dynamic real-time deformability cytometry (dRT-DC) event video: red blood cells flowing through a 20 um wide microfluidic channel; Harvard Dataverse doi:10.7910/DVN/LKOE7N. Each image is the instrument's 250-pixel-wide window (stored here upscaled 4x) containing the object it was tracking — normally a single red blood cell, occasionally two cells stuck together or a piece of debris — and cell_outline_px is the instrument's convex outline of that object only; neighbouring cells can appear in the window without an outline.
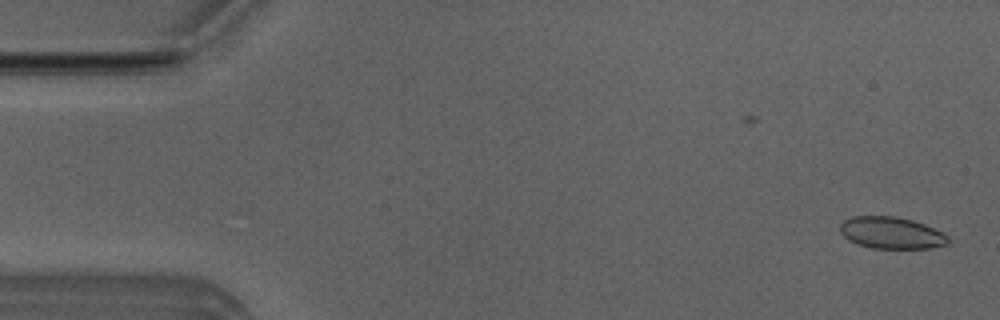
{"species": "Egyptian fruit bat (a non-hibernating species)", "species_latin": "Rousettus aegyptiacus", "temperature_condition": "room temperature", "stored_images_in_passage": 40, "camera_frame_rate_fps": 3000, "um_per_image_px": 0.085, "animal": {"sex": "male"}, "frame": {"image": 1, "passage_image": 1, "time_ms": 0.0, "image_size_px": [1000, 320], "cell_outline_px": [[948, 240], [944, 244], [928, 248], [872, 248], [856, 244], [848, 240], [840, 232], [840, 224], [844, 220], [852, 216], [896, 216], [912, 220], [924, 224], [944, 232], [948, 236]], "centroid_in_image_um": [75.73, 19.78], "position_along_channel_um": 9.3, "area_um2": 20.0}}
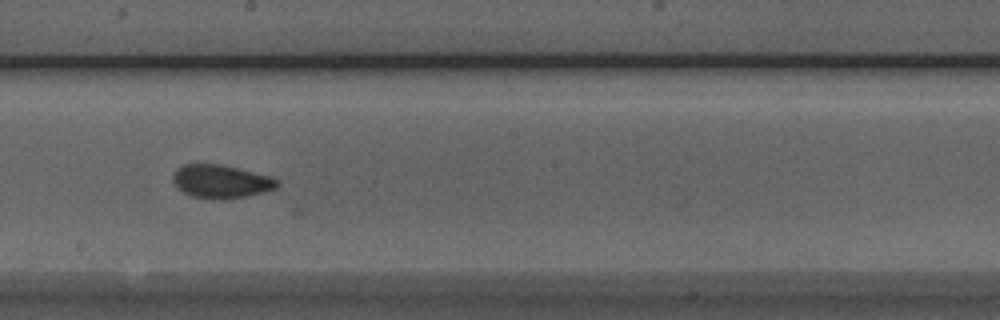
{"frame": {"image": 2, "passage_image": 27, "time_ms": 8.667, "image_size_px": [1000, 320], "cell_outline_px": [[280, 184], [276, 188], [264, 192], [244, 196], [220, 200], [212, 200], [192, 196], [176, 188], [172, 180], [172, 176], [176, 168], [184, 164], [220, 164], [272, 176]], "centroid_in_image_um": [18.75, 15.43], "position_along_channel_um": 229.4, "area_um2": 20.4}}
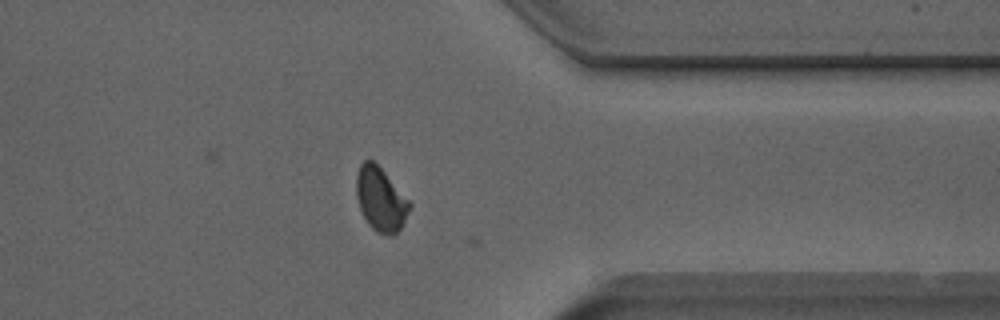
{"frame": {"image": 3, "passage_image": 39, "time_ms": 12.667, "image_size_px": [1000, 320], "cell_outline_px": [[412, 204], [400, 228], [392, 236], [388, 236], [376, 232], [368, 224], [360, 208], [356, 196], [356, 176], [360, 164], [364, 160], [372, 160], [384, 172]], "centroid_in_image_um": [32.33, 16.95], "position_along_channel_um": 379.1, "area_um2": 19.48}}